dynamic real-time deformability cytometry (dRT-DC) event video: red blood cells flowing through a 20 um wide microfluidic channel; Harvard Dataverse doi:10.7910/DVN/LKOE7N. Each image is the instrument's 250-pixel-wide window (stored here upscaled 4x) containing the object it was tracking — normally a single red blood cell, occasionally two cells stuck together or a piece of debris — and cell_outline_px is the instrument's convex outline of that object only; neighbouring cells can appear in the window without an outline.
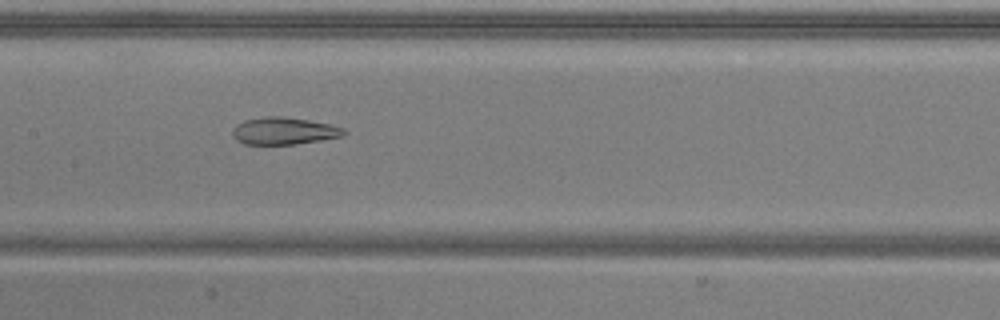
{"species": "common noctule bat (a hibernating species)", "species_latin": "Nyctalus noctula", "temperature_condition": "warm", "stored_images_in_passage": 36, "camera_frame_rate_fps": 3000, "um_per_image_px": 0.085, "animal": {"sex": "male", "body_mass_g": 20.5, "forearm_length_mm": 52.5}, "frame": {"image": 1, "passage_image": 10, "time_ms": 3.0, "image_size_px": [1000, 320], "cell_outline_px": [[348, 132], [344, 136], [320, 140], [292, 144], [244, 144], [236, 140], [232, 136], [232, 128], [236, 124], [244, 120], [264, 116], [284, 116], [308, 120], [328, 124], [344, 128]], "centroid_in_image_um": [24.1, 11.12], "position_along_channel_um": 183.3, "area_um2": 17.74}}
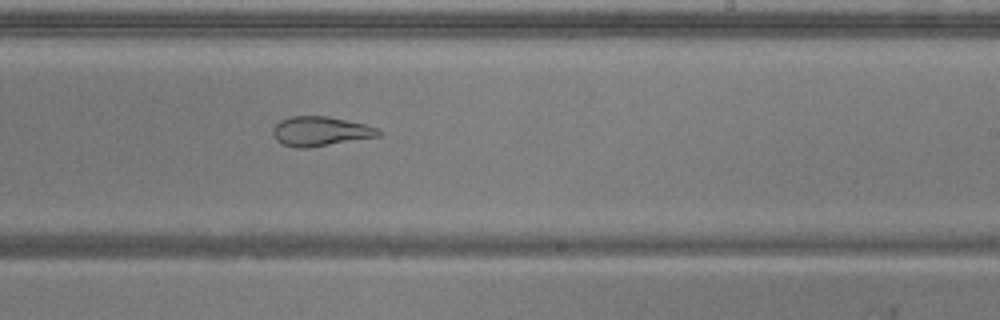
{"frame": {"image": 2, "passage_image": 16, "time_ms": 5.0, "image_size_px": [1000, 320], "cell_outline_px": [[380, 136], [308, 148], [296, 148], [284, 144], [276, 140], [272, 132], [272, 128], [280, 120], [288, 116], [328, 116], [364, 124], [376, 128], [380, 132]], "centroid_in_image_um": [27.19, 11.16], "position_along_channel_um": 261.8, "area_um2": 18.09}}
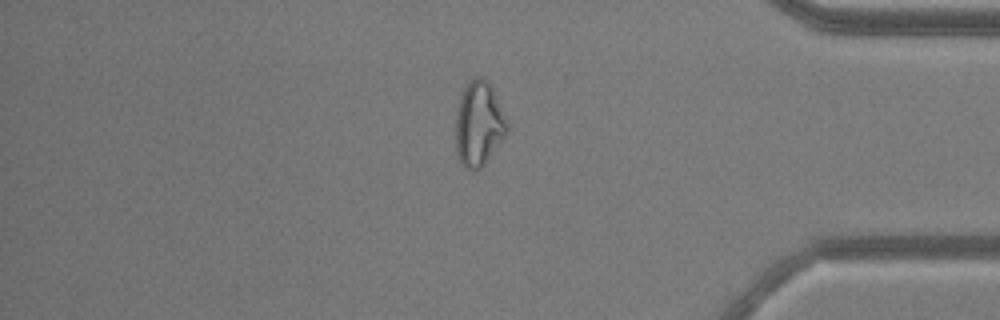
{"frame": {"image": 3, "passage_image": 28, "time_ms": 9.0, "image_size_px": [1000, 320], "cell_outline_px": [[508, 132], [484, 164], [480, 168], [472, 172], [464, 168], [456, 152], [456, 112], [460, 96], [464, 88], [476, 76], [480, 76], [488, 80], [508, 120]], "centroid_in_image_um": [40.7, 10.54], "position_along_channel_um": 394.5, "area_um2": 25.43}, "authors_computed_cell_mechanics": {"area_um2": 20.0855, "velocity_mm_per_s": 3.9569, "shape_relaxation_time_tau1_ms": null, "shape_relaxation_time_tau2_ms": 2.5647, "deformation_change_tau1": null, "deformation_change_tau2": 0.1023}}